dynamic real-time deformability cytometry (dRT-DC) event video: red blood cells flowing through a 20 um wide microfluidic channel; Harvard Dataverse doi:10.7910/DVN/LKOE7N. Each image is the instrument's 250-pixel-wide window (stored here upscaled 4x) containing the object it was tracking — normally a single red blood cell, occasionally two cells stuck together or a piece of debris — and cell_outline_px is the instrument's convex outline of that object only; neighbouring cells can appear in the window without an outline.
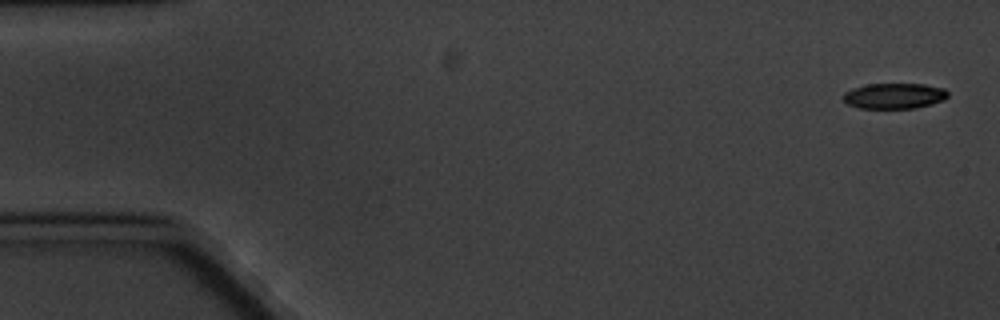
{"species": "common noctule bat (a hibernating species)", "species_latin": "Nyctalus noctula", "temperature_condition": "cold", "stored_images_in_passage": 5, "camera_frame_rate_fps": 3000, "um_per_image_px": 0.085, "animal": {"sex": "male", "body_mass_g": 20.1, "forearm_length_mm": 53.5}, "frame": {"image": 1, "passage_image": 1, "time_ms": 0.0, "image_size_px": [1000, 320], "cell_outline_px": [[948, 96], [944, 100], [932, 104], [916, 108], [860, 108], [848, 104], [844, 100], [844, 92], [852, 88], [868, 84], [924, 84], [944, 88], [948, 92]], "centroid_in_image_um": [76.04, 8.15], "position_along_channel_um": 9.0, "area_um2": 15.61}}
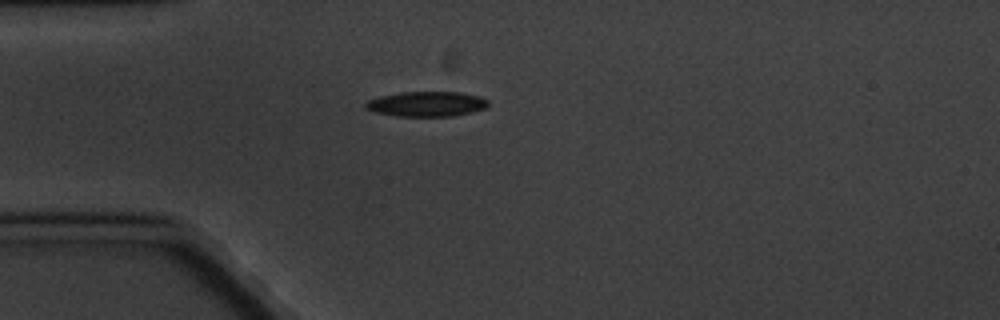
{"frame": {"image": 2, "passage_image": 5, "time_ms": 4.667, "image_size_px": [1000, 320], "cell_outline_px": [[488, 104], [484, 108], [472, 112], [452, 116], [396, 116], [376, 112], [364, 108], [364, 104], [368, 100], [380, 96], [400, 92], [460, 92], [480, 96], [488, 100]], "centroid_in_image_um": [36.25, 8.83], "position_along_channel_um": 48.8, "area_um2": 17.86}}